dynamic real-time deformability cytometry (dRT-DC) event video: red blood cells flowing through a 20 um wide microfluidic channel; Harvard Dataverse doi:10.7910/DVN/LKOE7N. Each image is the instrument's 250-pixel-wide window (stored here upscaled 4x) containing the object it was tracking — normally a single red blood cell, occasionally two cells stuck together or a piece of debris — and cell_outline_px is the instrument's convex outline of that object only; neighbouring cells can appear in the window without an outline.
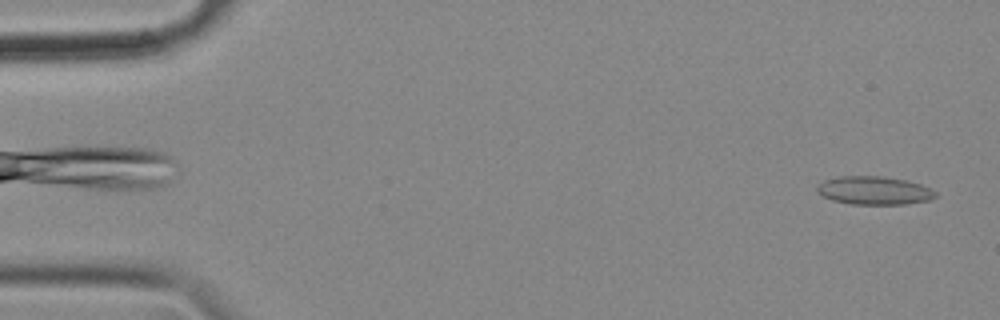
{"species": "common noctule bat (a hibernating species)", "species_latin": "Nyctalus noctula", "temperature_condition": "cold", "stored_images_in_passage": 57, "camera_frame_rate_fps": 3000, "um_per_image_px": 0.085, "animal": {"sex": "female", "body_mass_g": 18.4}, "frame": {"image": 1, "passage_image": 2, "time_ms": 0.333, "image_size_px": [1000, 320], "cell_outline_px": [[936, 196], [928, 200], [908, 204], [852, 204], [832, 200], [816, 192], [816, 188], [824, 180], [840, 176], [884, 176], [904, 180], [920, 184], [936, 192]], "centroid_in_image_um": [74.28, 16.19], "position_along_channel_um": 10.7, "area_um2": 19.36}}
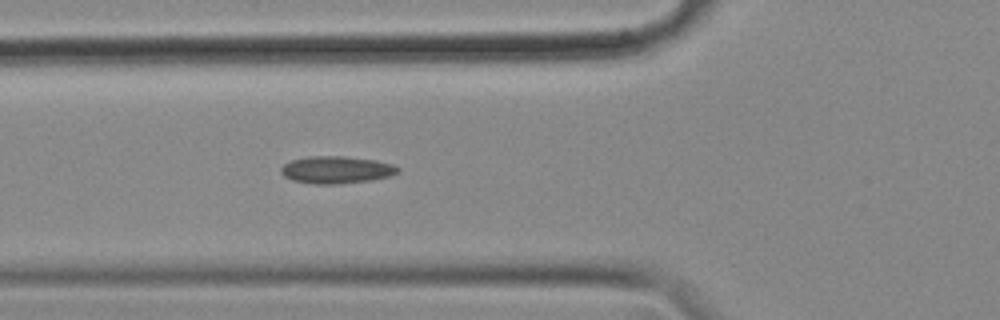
{"frame": {"image": 2, "passage_image": 20, "time_ms": 6.333, "image_size_px": [1000, 320], "cell_outline_px": [[400, 172], [388, 176], [368, 180], [336, 184], [316, 184], [292, 180], [284, 176], [280, 172], [280, 168], [284, 164], [292, 160], [308, 156], [348, 156], [376, 160], [392, 164], [400, 168]], "centroid_in_image_um": [28.58, 14.42], "position_along_channel_um": 97.2, "area_um2": 18.55}}
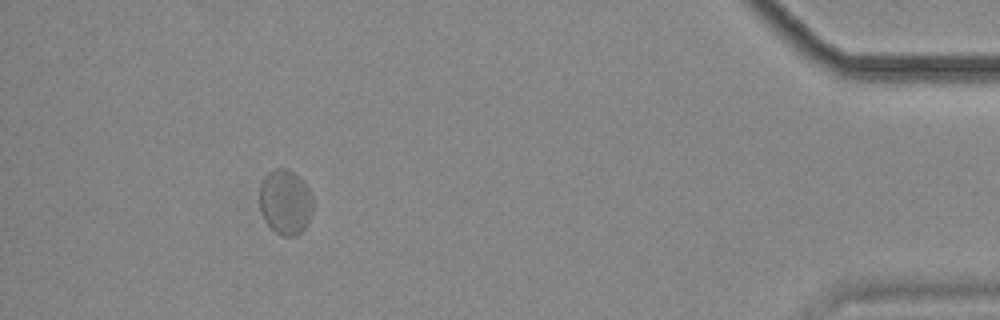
{"frame": {"image": 3, "passage_image": 52, "time_ms": 17.0, "image_size_px": [1000, 320], "cell_outline_px": [[312, 212], [304, 228], [300, 232], [292, 236], [284, 236], [276, 232], [264, 220], [260, 212], [260, 184], [264, 176], [268, 172], [276, 168], [284, 168], [292, 172], [304, 184], [312, 196]], "centroid_in_image_um": [24.22, 17.18], "position_along_channel_um": 411.0, "area_um2": 19.88}, "authors_computed_cell_mechanics": {"area_um2": 18.3804, "velocity_mm_per_s": 3.4936, "shape_relaxation_time_tau1_ms": null, "shape_relaxation_time_tau2_ms": 2.7792, "deformation_change_tau1": null, "deformation_change_tau2": 0.0676}}